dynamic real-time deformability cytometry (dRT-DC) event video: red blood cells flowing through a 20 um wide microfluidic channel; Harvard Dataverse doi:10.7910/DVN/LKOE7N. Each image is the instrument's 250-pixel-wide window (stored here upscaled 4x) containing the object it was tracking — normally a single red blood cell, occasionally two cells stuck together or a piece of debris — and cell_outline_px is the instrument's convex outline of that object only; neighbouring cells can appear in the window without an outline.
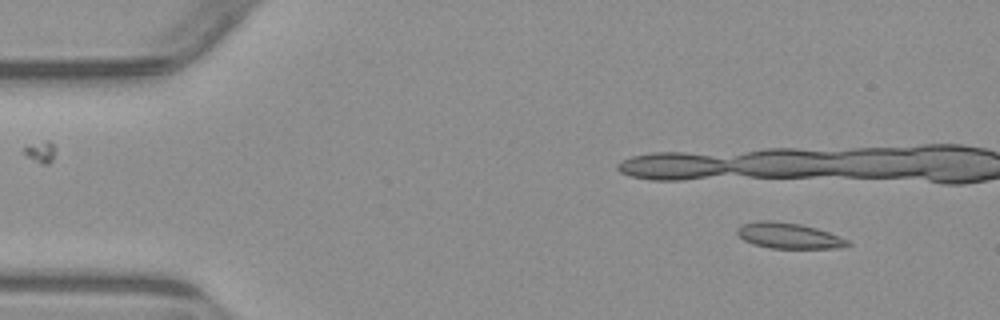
{"species": "common noctule bat (a hibernating species)", "species_latin": "Nyctalus noctula", "temperature_condition": "warm", "stored_images_in_passage": 3, "camera_frame_rate_fps": 3000, "um_per_image_px": 0.085, "animal": {"sex": "male", "body_mass_g": 23.1, "forearm_length_mm": 52.7}, "frame": {"image": 1, "passage_image": 3, "time_ms": 4.0, "image_size_px": [1000, 320], "cell_outline_px": [[852, 244], [840, 248], [768, 248], [752, 244], [744, 240], [736, 232], [736, 228], [744, 224], [756, 220], [772, 220], [800, 224], [816, 228], [828, 232], [848, 240]], "centroid_in_image_um": [67.01, 20.03], "position_along_channel_um": 18.0, "area_um2": 16.59}}